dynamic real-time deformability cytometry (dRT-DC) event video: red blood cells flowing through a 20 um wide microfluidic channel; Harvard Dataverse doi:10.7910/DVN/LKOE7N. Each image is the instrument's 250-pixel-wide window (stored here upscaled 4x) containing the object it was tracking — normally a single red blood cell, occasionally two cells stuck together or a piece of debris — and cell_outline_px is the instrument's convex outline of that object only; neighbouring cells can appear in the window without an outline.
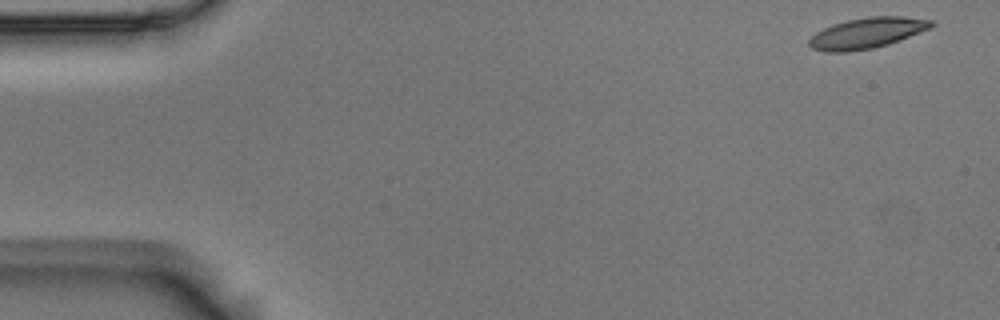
{"species": "Egyptian fruit bat (a non-hibernating species)", "species_latin": "Rousettus aegyptiacus", "temperature_condition": "room temperature", "stored_images_in_passage": 4, "camera_frame_rate_fps": 3000, "um_per_image_px": 0.085, "animal": {"sex": "male"}, "frame": {"image": 1, "passage_image": 1, "time_ms": 0.0, "image_size_px": [1000, 320], "cell_outline_px": [[936, 24], [932, 28], [900, 40], [888, 44], [872, 48], [848, 52], [824, 52], [812, 48], [808, 44], [808, 40], [816, 32], [832, 24], [848, 20], [868, 16], [904, 16], [932, 20]], "centroid_in_image_um": [73.71, 2.8], "position_along_channel_um": 11.3, "area_um2": 22.02}}
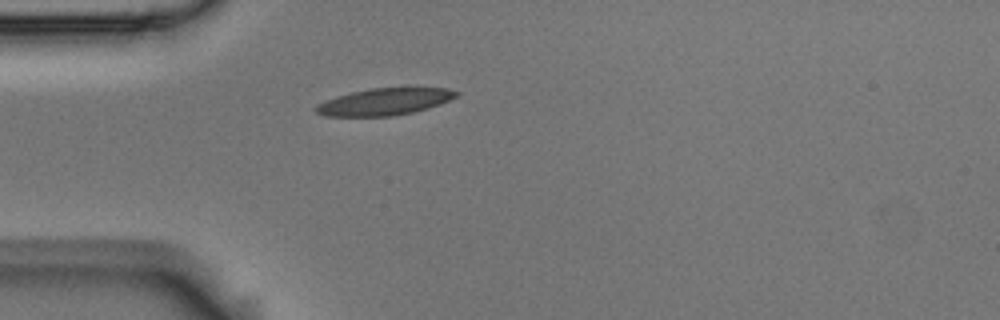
{"frame": {"image": 2, "passage_image": 4, "time_ms": 1.0, "image_size_px": [1000, 320], "cell_outline_px": [[460, 92], [456, 96], [440, 104], [428, 108], [412, 112], [392, 116], [324, 116], [316, 112], [316, 108], [320, 104], [336, 96], [352, 92], [372, 88], [404, 84], [408, 84], [448, 88]], "centroid_in_image_um": [32.81, 8.58], "position_along_channel_um": 52.2, "area_um2": 22.77}}